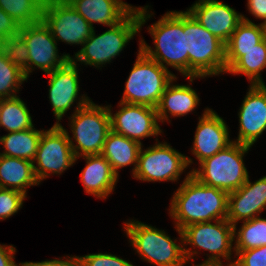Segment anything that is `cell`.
Returning a JSON list of instances; mask_svg holds the SVG:
<instances>
[{
  "label": "cell",
  "instance_id": "1",
  "mask_svg": "<svg viewBox=\"0 0 266 266\" xmlns=\"http://www.w3.org/2000/svg\"><path fill=\"white\" fill-rule=\"evenodd\" d=\"M228 193L210 187L187 174L172 196L170 216L175 227L182 230L188 225L227 218Z\"/></svg>",
  "mask_w": 266,
  "mask_h": 266
},
{
  "label": "cell",
  "instance_id": "2",
  "mask_svg": "<svg viewBox=\"0 0 266 266\" xmlns=\"http://www.w3.org/2000/svg\"><path fill=\"white\" fill-rule=\"evenodd\" d=\"M148 6L136 7L119 23L110 26V29L99 34L93 30L90 37L82 45L80 51L71 57L73 62L84 65L103 67L109 63L126 47L127 43L141 30L153 13L150 15Z\"/></svg>",
  "mask_w": 266,
  "mask_h": 266
},
{
  "label": "cell",
  "instance_id": "3",
  "mask_svg": "<svg viewBox=\"0 0 266 266\" xmlns=\"http://www.w3.org/2000/svg\"><path fill=\"white\" fill-rule=\"evenodd\" d=\"M153 36V50L144 39L139 42V49L149 58L168 70L176 69L190 82L201 76L188 78V52H186V33L183 31V11H169L156 23L148 26ZM165 63V64H164Z\"/></svg>",
  "mask_w": 266,
  "mask_h": 266
},
{
  "label": "cell",
  "instance_id": "4",
  "mask_svg": "<svg viewBox=\"0 0 266 266\" xmlns=\"http://www.w3.org/2000/svg\"><path fill=\"white\" fill-rule=\"evenodd\" d=\"M186 33L188 78L215 76L226 72V45L200 25L186 10L183 12Z\"/></svg>",
  "mask_w": 266,
  "mask_h": 266
},
{
  "label": "cell",
  "instance_id": "5",
  "mask_svg": "<svg viewBox=\"0 0 266 266\" xmlns=\"http://www.w3.org/2000/svg\"><path fill=\"white\" fill-rule=\"evenodd\" d=\"M74 113L70 116L72 141L69 136L75 158L86 155H100L108 133L111 131V118L107 106L96 105L86 95L78 98Z\"/></svg>",
  "mask_w": 266,
  "mask_h": 266
},
{
  "label": "cell",
  "instance_id": "6",
  "mask_svg": "<svg viewBox=\"0 0 266 266\" xmlns=\"http://www.w3.org/2000/svg\"><path fill=\"white\" fill-rule=\"evenodd\" d=\"M131 246L144 261L157 266H184L187 261L184 255L182 231L176 227L181 243L177 244L164 230H159L141 221L124 222Z\"/></svg>",
  "mask_w": 266,
  "mask_h": 266
},
{
  "label": "cell",
  "instance_id": "7",
  "mask_svg": "<svg viewBox=\"0 0 266 266\" xmlns=\"http://www.w3.org/2000/svg\"><path fill=\"white\" fill-rule=\"evenodd\" d=\"M251 146L232 142L225 149L202 161L191 175L199 182L227 193L239 189L249 178L243 160Z\"/></svg>",
  "mask_w": 266,
  "mask_h": 266
},
{
  "label": "cell",
  "instance_id": "8",
  "mask_svg": "<svg viewBox=\"0 0 266 266\" xmlns=\"http://www.w3.org/2000/svg\"><path fill=\"white\" fill-rule=\"evenodd\" d=\"M183 245L187 247L190 245L192 249L184 248V255L188 263L189 259L194 260V255L198 254L195 248H200L209 251L210 254L204 262L199 265L222 266L223 263L220 258H224L230 263L227 266H233L231 261L234 247V226L227 221V219L194 223L188 225L182 230ZM233 250V251H231Z\"/></svg>",
  "mask_w": 266,
  "mask_h": 266
},
{
  "label": "cell",
  "instance_id": "9",
  "mask_svg": "<svg viewBox=\"0 0 266 266\" xmlns=\"http://www.w3.org/2000/svg\"><path fill=\"white\" fill-rule=\"evenodd\" d=\"M120 102L157 108L167 85L176 77L140 49Z\"/></svg>",
  "mask_w": 266,
  "mask_h": 266
},
{
  "label": "cell",
  "instance_id": "10",
  "mask_svg": "<svg viewBox=\"0 0 266 266\" xmlns=\"http://www.w3.org/2000/svg\"><path fill=\"white\" fill-rule=\"evenodd\" d=\"M133 177L137 180L157 182H177L179 176L193 163L192 159L181 154L166 142L155 143L142 150Z\"/></svg>",
  "mask_w": 266,
  "mask_h": 266
},
{
  "label": "cell",
  "instance_id": "11",
  "mask_svg": "<svg viewBox=\"0 0 266 266\" xmlns=\"http://www.w3.org/2000/svg\"><path fill=\"white\" fill-rule=\"evenodd\" d=\"M76 161L69 133L61 124H54L49 130H43L33 161L34 174L39 183L51 174L61 175Z\"/></svg>",
  "mask_w": 266,
  "mask_h": 266
},
{
  "label": "cell",
  "instance_id": "12",
  "mask_svg": "<svg viewBox=\"0 0 266 266\" xmlns=\"http://www.w3.org/2000/svg\"><path fill=\"white\" fill-rule=\"evenodd\" d=\"M42 21L56 41L70 45H83L94 30L67 0L46 1Z\"/></svg>",
  "mask_w": 266,
  "mask_h": 266
},
{
  "label": "cell",
  "instance_id": "13",
  "mask_svg": "<svg viewBox=\"0 0 266 266\" xmlns=\"http://www.w3.org/2000/svg\"><path fill=\"white\" fill-rule=\"evenodd\" d=\"M19 35L25 40L29 50V74L34 68L41 69L45 74L51 73L71 59L70 54L58 55L57 41L42 20L22 25Z\"/></svg>",
  "mask_w": 266,
  "mask_h": 266
},
{
  "label": "cell",
  "instance_id": "14",
  "mask_svg": "<svg viewBox=\"0 0 266 266\" xmlns=\"http://www.w3.org/2000/svg\"><path fill=\"white\" fill-rule=\"evenodd\" d=\"M115 114L107 106L111 118V130L141 143L142 138L158 136L162 130L158 124L157 109L147 105L119 102Z\"/></svg>",
  "mask_w": 266,
  "mask_h": 266
},
{
  "label": "cell",
  "instance_id": "15",
  "mask_svg": "<svg viewBox=\"0 0 266 266\" xmlns=\"http://www.w3.org/2000/svg\"><path fill=\"white\" fill-rule=\"evenodd\" d=\"M187 11L200 25L225 44L243 21L241 13L217 0H198Z\"/></svg>",
  "mask_w": 266,
  "mask_h": 266
},
{
  "label": "cell",
  "instance_id": "16",
  "mask_svg": "<svg viewBox=\"0 0 266 266\" xmlns=\"http://www.w3.org/2000/svg\"><path fill=\"white\" fill-rule=\"evenodd\" d=\"M239 110V133L233 142L253 146L266 130V86L250 85Z\"/></svg>",
  "mask_w": 266,
  "mask_h": 266
},
{
  "label": "cell",
  "instance_id": "17",
  "mask_svg": "<svg viewBox=\"0 0 266 266\" xmlns=\"http://www.w3.org/2000/svg\"><path fill=\"white\" fill-rule=\"evenodd\" d=\"M195 131L192 154L199 163L225 149L233 141L229 137V128L225 120L212 109L206 108L199 117Z\"/></svg>",
  "mask_w": 266,
  "mask_h": 266
},
{
  "label": "cell",
  "instance_id": "18",
  "mask_svg": "<svg viewBox=\"0 0 266 266\" xmlns=\"http://www.w3.org/2000/svg\"><path fill=\"white\" fill-rule=\"evenodd\" d=\"M266 208V176L254 183L247 181L236 191L228 193L227 221L233 226L258 217Z\"/></svg>",
  "mask_w": 266,
  "mask_h": 266
},
{
  "label": "cell",
  "instance_id": "19",
  "mask_svg": "<svg viewBox=\"0 0 266 266\" xmlns=\"http://www.w3.org/2000/svg\"><path fill=\"white\" fill-rule=\"evenodd\" d=\"M77 66V62L70 59L63 66L47 74L49 76V100L57 119L55 123L57 125L61 124L60 120L63 115L77 101L80 91Z\"/></svg>",
  "mask_w": 266,
  "mask_h": 266
},
{
  "label": "cell",
  "instance_id": "20",
  "mask_svg": "<svg viewBox=\"0 0 266 266\" xmlns=\"http://www.w3.org/2000/svg\"><path fill=\"white\" fill-rule=\"evenodd\" d=\"M93 27L100 23L107 27L121 22L135 7L122 0H67Z\"/></svg>",
  "mask_w": 266,
  "mask_h": 266
},
{
  "label": "cell",
  "instance_id": "21",
  "mask_svg": "<svg viewBox=\"0 0 266 266\" xmlns=\"http://www.w3.org/2000/svg\"><path fill=\"white\" fill-rule=\"evenodd\" d=\"M83 158L86 161V166L81 172L80 180L85 192L97 198L106 199L114 191L118 176L101 154L86 155Z\"/></svg>",
  "mask_w": 266,
  "mask_h": 266
},
{
  "label": "cell",
  "instance_id": "22",
  "mask_svg": "<svg viewBox=\"0 0 266 266\" xmlns=\"http://www.w3.org/2000/svg\"><path fill=\"white\" fill-rule=\"evenodd\" d=\"M175 77L166 87L157 106L158 121L162 123L171 117L185 116L194 111L199 104L200 98L190 85L173 84ZM168 114V115H167Z\"/></svg>",
  "mask_w": 266,
  "mask_h": 266
},
{
  "label": "cell",
  "instance_id": "23",
  "mask_svg": "<svg viewBox=\"0 0 266 266\" xmlns=\"http://www.w3.org/2000/svg\"><path fill=\"white\" fill-rule=\"evenodd\" d=\"M142 143L117 134L112 130L108 133L101 155L110 163L113 172L119 177L118 170L125 166L134 165V174Z\"/></svg>",
  "mask_w": 266,
  "mask_h": 266
},
{
  "label": "cell",
  "instance_id": "24",
  "mask_svg": "<svg viewBox=\"0 0 266 266\" xmlns=\"http://www.w3.org/2000/svg\"><path fill=\"white\" fill-rule=\"evenodd\" d=\"M35 185H39V182L34 174L33 162L0 155L1 188L17 190L26 195V188Z\"/></svg>",
  "mask_w": 266,
  "mask_h": 266
},
{
  "label": "cell",
  "instance_id": "25",
  "mask_svg": "<svg viewBox=\"0 0 266 266\" xmlns=\"http://www.w3.org/2000/svg\"><path fill=\"white\" fill-rule=\"evenodd\" d=\"M242 18L243 21L225 44L226 72L241 58V50L255 48L264 39L260 24L253 23L244 15Z\"/></svg>",
  "mask_w": 266,
  "mask_h": 266
},
{
  "label": "cell",
  "instance_id": "26",
  "mask_svg": "<svg viewBox=\"0 0 266 266\" xmlns=\"http://www.w3.org/2000/svg\"><path fill=\"white\" fill-rule=\"evenodd\" d=\"M43 130L34 127L1 136L0 143L5 150L0 155L34 161Z\"/></svg>",
  "mask_w": 266,
  "mask_h": 266
},
{
  "label": "cell",
  "instance_id": "27",
  "mask_svg": "<svg viewBox=\"0 0 266 266\" xmlns=\"http://www.w3.org/2000/svg\"><path fill=\"white\" fill-rule=\"evenodd\" d=\"M266 68V39L264 38L255 48L241 50V58L226 72L244 74L251 85H265L260 75Z\"/></svg>",
  "mask_w": 266,
  "mask_h": 266
},
{
  "label": "cell",
  "instance_id": "28",
  "mask_svg": "<svg viewBox=\"0 0 266 266\" xmlns=\"http://www.w3.org/2000/svg\"><path fill=\"white\" fill-rule=\"evenodd\" d=\"M8 132L33 128L30 112L19 96L0 99V127Z\"/></svg>",
  "mask_w": 266,
  "mask_h": 266
},
{
  "label": "cell",
  "instance_id": "29",
  "mask_svg": "<svg viewBox=\"0 0 266 266\" xmlns=\"http://www.w3.org/2000/svg\"><path fill=\"white\" fill-rule=\"evenodd\" d=\"M234 251H245L252 248L266 246V219L254 217L251 220L243 221L237 232L234 226Z\"/></svg>",
  "mask_w": 266,
  "mask_h": 266
},
{
  "label": "cell",
  "instance_id": "30",
  "mask_svg": "<svg viewBox=\"0 0 266 266\" xmlns=\"http://www.w3.org/2000/svg\"><path fill=\"white\" fill-rule=\"evenodd\" d=\"M45 2L46 0H0V8L22 26L42 20Z\"/></svg>",
  "mask_w": 266,
  "mask_h": 266
},
{
  "label": "cell",
  "instance_id": "31",
  "mask_svg": "<svg viewBox=\"0 0 266 266\" xmlns=\"http://www.w3.org/2000/svg\"><path fill=\"white\" fill-rule=\"evenodd\" d=\"M24 81H27L25 73L0 51V99L17 96Z\"/></svg>",
  "mask_w": 266,
  "mask_h": 266
},
{
  "label": "cell",
  "instance_id": "32",
  "mask_svg": "<svg viewBox=\"0 0 266 266\" xmlns=\"http://www.w3.org/2000/svg\"><path fill=\"white\" fill-rule=\"evenodd\" d=\"M6 57L18 68H20L27 79L29 78V50L27 43L16 35L4 40L3 50Z\"/></svg>",
  "mask_w": 266,
  "mask_h": 266
},
{
  "label": "cell",
  "instance_id": "33",
  "mask_svg": "<svg viewBox=\"0 0 266 266\" xmlns=\"http://www.w3.org/2000/svg\"><path fill=\"white\" fill-rule=\"evenodd\" d=\"M27 195L11 189L0 188V220L8 219L20 210Z\"/></svg>",
  "mask_w": 266,
  "mask_h": 266
},
{
  "label": "cell",
  "instance_id": "34",
  "mask_svg": "<svg viewBox=\"0 0 266 266\" xmlns=\"http://www.w3.org/2000/svg\"><path fill=\"white\" fill-rule=\"evenodd\" d=\"M80 266H134L121 257L108 253H95L78 256Z\"/></svg>",
  "mask_w": 266,
  "mask_h": 266
},
{
  "label": "cell",
  "instance_id": "35",
  "mask_svg": "<svg viewBox=\"0 0 266 266\" xmlns=\"http://www.w3.org/2000/svg\"><path fill=\"white\" fill-rule=\"evenodd\" d=\"M233 266H266V246L235 251Z\"/></svg>",
  "mask_w": 266,
  "mask_h": 266
},
{
  "label": "cell",
  "instance_id": "36",
  "mask_svg": "<svg viewBox=\"0 0 266 266\" xmlns=\"http://www.w3.org/2000/svg\"><path fill=\"white\" fill-rule=\"evenodd\" d=\"M20 25L0 8V36L4 39L19 35Z\"/></svg>",
  "mask_w": 266,
  "mask_h": 266
},
{
  "label": "cell",
  "instance_id": "37",
  "mask_svg": "<svg viewBox=\"0 0 266 266\" xmlns=\"http://www.w3.org/2000/svg\"><path fill=\"white\" fill-rule=\"evenodd\" d=\"M64 259L45 260L41 262H20V266H80L78 256H68Z\"/></svg>",
  "mask_w": 266,
  "mask_h": 266
},
{
  "label": "cell",
  "instance_id": "38",
  "mask_svg": "<svg viewBox=\"0 0 266 266\" xmlns=\"http://www.w3.org/2000/svg\"><path fill=\"white\" fill-rule=\"evenodd\" d=\"M15 252L16 249L13 245L0 244V266H20L13 259Z\"/></svg>",
  "mask_w": 266,
  "mask_h": 266
},
{
  "label": "cell",
  "instance_id": "39",
  "mask_svg": "<svg viewBox=\"0 0 266 266\" xmlns=\"http://www.w3.org/2000/svg\"><path fill=\"white\" fill-rule=\"evenodd\" d=\"M247 7L256 19H266V0H248Z\"/></svg>",
  "mask_w": 266,
  "mask_h": 266
},
{
  "label": "cell",
  "instance_id": "40",
  "mask_svg": "<svg viewBox=\"0 0 266 266\" xmlns=\"http://www.w3.org/2000/svg\"><path fill=\"white\" fill-rule=\"evenodd\" d=\"M262 28L263 37L266 39V19L263 20L262 23H260Z\"/></svg>",
  "mask_w": 266,
  "mask_h": 266
},
{
  "label": "cell",
  "instance_id": "41",
  "mask_svg": "<svg viewBox=\"0 0 266 266\" xmlns=\"http://www.w3.org/2000/svg\"><path fill=\"white\" fill-rule=\"evenodd\" d=\"M4 38L0 36V51L3 50V45H4Z\"/></svg>",
  "mask_w": 266,
  "mask_h": 266
},
{
  "label": "cell",
  "instance_id": "42",
  "mask_svg": "<svg viewBox=\"0 0 266 266\" xmlns=\"http://www.w3.org/2000/svg\"><path fill=\"white\" fill-rule=\"evenodd\" d=\"M192 266H212V265H193L192 264ZM222 266H224V265H222Z\"/></svg>",
  "mask_w": 266,
  "mask_h": 266
}]
</instances>
